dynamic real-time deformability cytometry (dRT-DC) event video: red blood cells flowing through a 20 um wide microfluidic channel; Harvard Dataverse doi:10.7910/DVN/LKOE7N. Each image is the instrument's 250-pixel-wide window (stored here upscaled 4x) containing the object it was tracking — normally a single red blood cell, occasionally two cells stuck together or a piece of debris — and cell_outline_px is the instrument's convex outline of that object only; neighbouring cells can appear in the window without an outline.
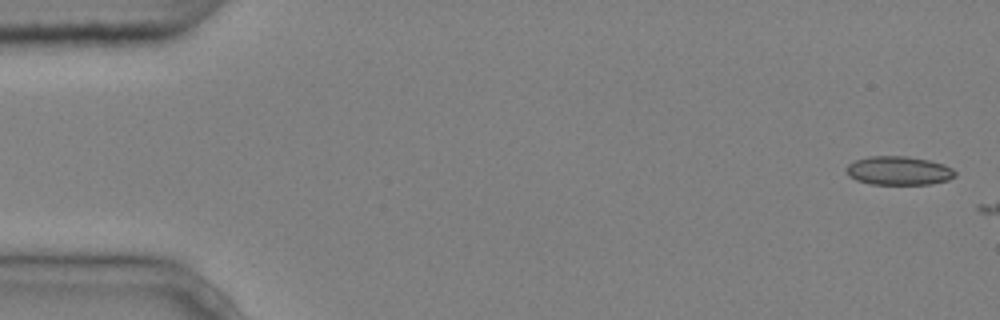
{"species": "common noctule bat (a hibernating species)", "species_latin": "Nyctalus noctula", "temperature_condition": "cold", "stored_images_in_passage": 2, "camera_frame_rate_fps": 3000, "um_per_image_px": 0.085, "animal": {"sex": "male", "body_mass_g": 20.4}, "frame": {"image": 1, "passage_image": 1, "time_ms": 0.0, "image_size_px": [1000, 320], "cell_outline_px": [[956, 176], [948, 180], [932, 184], [872, 184], [856, 180], [848, 176], [848, 164], [856, 160], [868, 156], [904, 156], [928, 160], [944, 164], [952, 168], [956, 172]], "centroid_in_image_um": [76.42, 14.51], "position_along_channel_um": 8.6, "area_um2": 18.15}}